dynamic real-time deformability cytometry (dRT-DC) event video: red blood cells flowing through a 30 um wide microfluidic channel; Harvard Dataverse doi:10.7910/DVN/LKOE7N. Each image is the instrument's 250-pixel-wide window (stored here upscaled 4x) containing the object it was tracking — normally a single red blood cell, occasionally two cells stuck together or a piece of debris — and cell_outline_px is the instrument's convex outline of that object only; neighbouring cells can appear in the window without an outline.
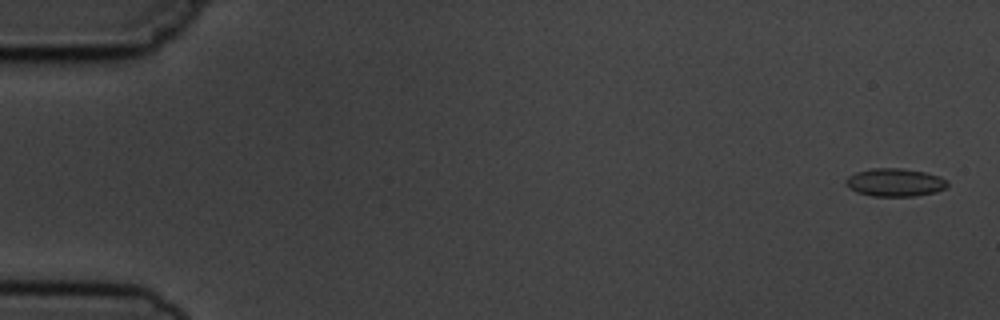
{"species": "common noctule bat (a hibernating species)", "species_latin": "Nyctalus noctula", "temperature_condition": "cold", "stored_images_in_passage": 5, "camera_frame_rate_fps": 3000, "um_per_image_px": 0.085, "animal": {"sex": "male", "body_mass_g": 19.5, "forearm_length_mm": 54.6}, "frame": {"image": 1, "passage_image": 1, "time_ms": 0.0, "image_size_px": [1000, 320], "cell_outline_px": [[948, 184], [944, 188], [936, 192], [916, 196], [872, 196], [856, 192], [848, 188], [844, 184], [844, 180], [848, 176], [856, 172], [872, 168], [900, 168], [924, 172], [940, 176], [948, 180]], "centroid_in_image_um": [76.04, 15.51], "position_along_channel_um": 9.0, "area_um2": 16.76}}
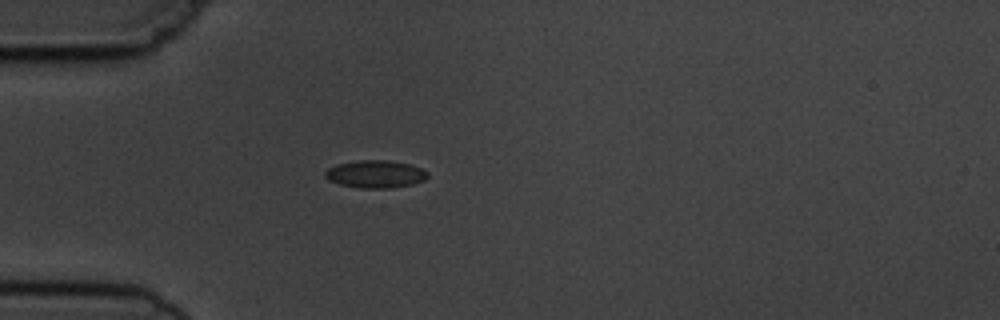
{"frame": {"image": 2, "passage_image": 5, "time_ms": 4.667, "image_size_px": [1000, 320], "cell_outline_px": [[428, 176], [424, 180], [412, 184], [392, 188], [360, 188], [340, 184], [328, 180], [324, 176], [324, 172], [328, 168], [336, 164], [360, 160], [388, 160], [412, 164], [428, 172]], "centroid_in_image_um": [31.91, 14.79], "position_along_channel_um": 53.1, "area_um2": 16.59}}